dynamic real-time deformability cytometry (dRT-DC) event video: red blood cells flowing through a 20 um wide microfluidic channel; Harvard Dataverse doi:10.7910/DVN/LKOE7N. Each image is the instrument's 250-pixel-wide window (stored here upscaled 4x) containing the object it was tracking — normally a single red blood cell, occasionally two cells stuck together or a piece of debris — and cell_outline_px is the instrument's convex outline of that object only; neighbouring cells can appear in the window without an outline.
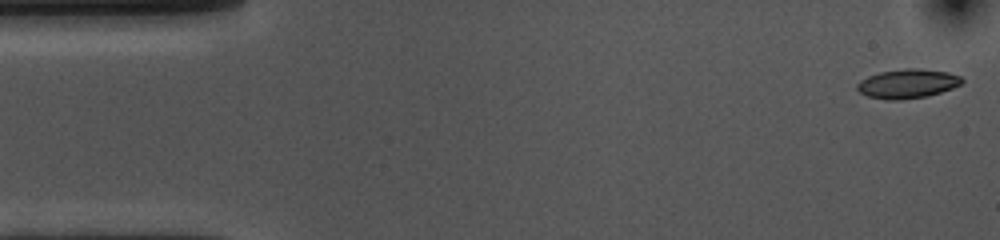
{"species": "common noctule bat (a hibernating species)", "species_latin": "Nyctalus noctula", "temperature_condition": "cold", "stored_images_in_passage": 54, "camera_frame_rate_fps": 3000, "um_per_image_px": 0.085, "animal": {"sex": "female", "body_mass_g": 10.0, "forearm_length_mm": 53.1}, "frame": {"image": 1, "passage_image": 1, "time_ms": 0.0, "image_size_px": [1000, 240], "cell_outline_px": [[964, 80], [960, 84], [952, 88], [940, 92], [924, 96], [900, 100], [888, 100], [868, 96], [860, 92], [856, 88], [856, 84], [860, 80], [868, 76], [880, 72], [908, 68], [916, 68], [948, 72], [960, 76]], "centroid_in_image_um": [77.12, 7.11], "position_along_channel_um": 7.9, "area_um2": 17.63}}
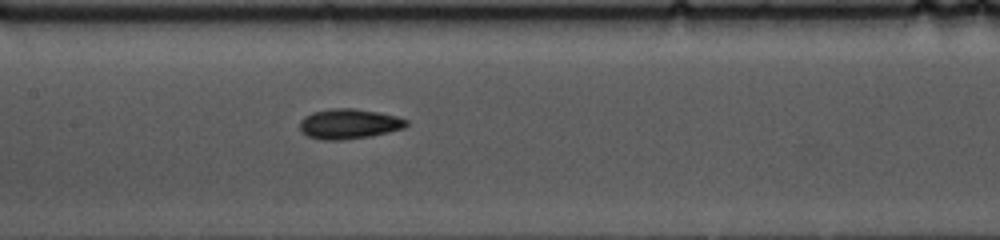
{"frame": {"image": 2, "passage_image": 24, "time_ms": 7.667, "image_size_px": [1000, 240], "cell_outline_px": [[408, 124], [404, 128], [388, 132], [368, 136], [344, 140], [320, 140], [308, 136], [300, 128], [300, 120], [304, 116], [312, 112], [332, 108], [352, 108], [376, 112], [396, 116], [408, 120]], "centroid_in_image_um": [29.64, 10.53], "position_along_channel_um": 177.8, "area_um2": 18.55}}
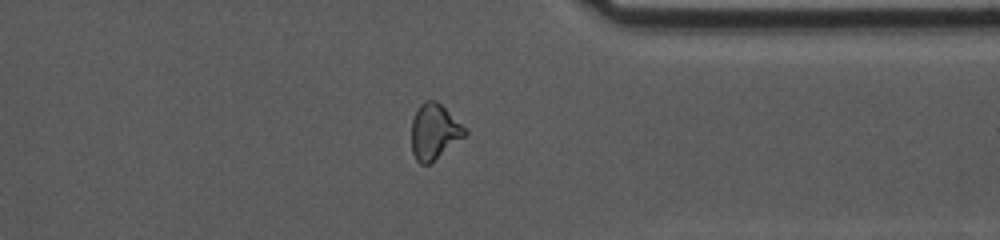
{"frame": {"image": 3, "passage_image": 41, "time_ms": 13.333, "image_size_px": [1000, 240], "cell_outline_px": [[468, 132], [464, 136], [428, 164], [420, 164], [416, 160], [412, 152], [412, 120], [420, 104], [424, 100], [436, 100], [468, 128]], "centroid_in_image_um": [36.92, 11.16], "position_along_channel_um": 374.5, "area_um2": 17.11}, "authors_computed_cell_mechanics": {"area_um2": 17.8024, "velocity_mm_per_s": 3.6214, "shape_relaxation_time_tau1_ms": 4.512, "shape_relaxation_time_tau2_ms": 3.3439, "deformation_change_tau1": 0.1297, "deformation_change_tau2": 0.0943}}